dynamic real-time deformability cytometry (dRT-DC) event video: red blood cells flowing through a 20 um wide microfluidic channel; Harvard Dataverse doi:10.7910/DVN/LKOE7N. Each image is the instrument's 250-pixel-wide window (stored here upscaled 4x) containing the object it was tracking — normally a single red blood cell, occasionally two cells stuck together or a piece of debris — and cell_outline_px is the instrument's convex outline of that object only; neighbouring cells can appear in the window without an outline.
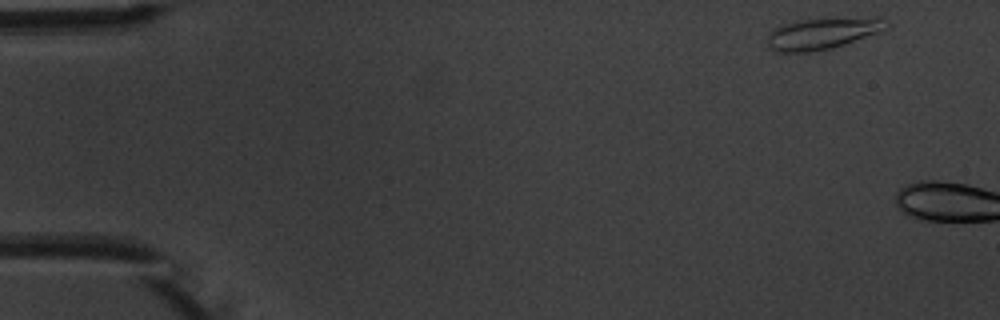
{"species": "common noctule bat (a hibernating species)", "species_latin": "Nyctalus noctula", "temperature_condition": "warm", "stored_images_in_passage": 2, "camera_frame_rate_fps": 3000, "um_per_image_px": 0.085, "animal": {"sex": "male", "body_mass_g": 20.1, "forearm_length_mm": 53.5}, "frame": {"image": 1, "passage_image": 1, "time_ms": 0.0, "image_size_px": [1000, 320], "cell_outline_px": [[892, 24], [880, 32], [832, 48], [808, 52], [772, 52], [768, 48], [768, 36], [772, 28], [780, 24], [796, 20], [876, 16]], "centroid_in_image_um": [69.9, 2.83], "position_along_channel_um": 15.1, "area_um2": 22.25}}